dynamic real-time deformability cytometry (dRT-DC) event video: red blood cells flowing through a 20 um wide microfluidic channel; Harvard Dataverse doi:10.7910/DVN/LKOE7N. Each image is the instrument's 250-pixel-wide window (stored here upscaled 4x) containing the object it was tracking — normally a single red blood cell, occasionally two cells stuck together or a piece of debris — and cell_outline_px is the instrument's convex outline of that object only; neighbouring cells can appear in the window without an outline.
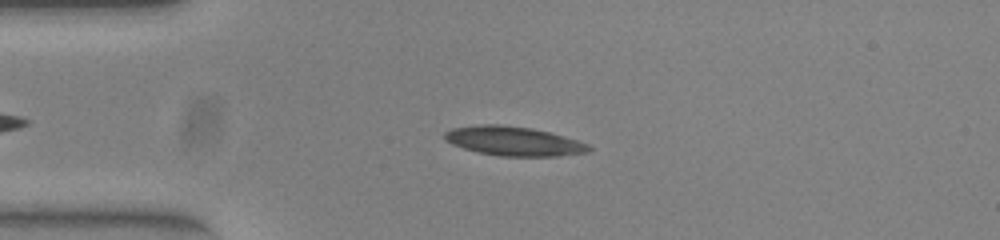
{"species": "common noctule bat (a hibernating species)", "species_latin": "Nyctalus noctula", "temperature_condition": "warm", "stored_images_in_passage": 46, "camera_frame_rate_fps": 3000, "um_per_image_px": 0.085, "animal": {"sex": "female", "body_mass_g": 23.0, "forearm_length_mm": 53.4}, "frame": {"image": 1, "passage_image": 11, "time_ms": 3.333, "image_size_px": [1000, 240], "cell_outline_px": [[592, 148], [588, 152], [560, 156], [500, 156], [476, 152], [452, 144], [444, 140], [444, 132], [452, 128], [480, 124], [500, 124], [532, 128], [552, 132], [588, 144]], "centroid_in_image_um": [43.65, 11.99], "position_along_channel_um": 41.4, "area_um2": 24.74}}
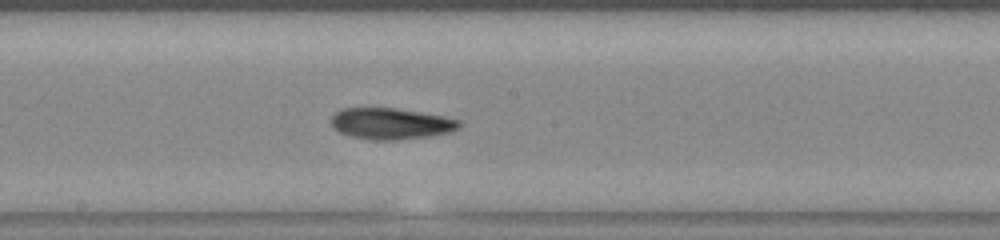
{"frame": {"image": 2, "passage_image": 26, "time_ms": 8.333, "image_size_px": [1000, 240], "cell_outline_px": [[460, 124], [456, 128], [448, 132], [428, 136], [396, 140], [376, 140], [352, 136], [340, 132], [332, 128], [332, 116], [336, 112], [344, 108], [392, 108], [440, 116], [460, 120]], "centroid_in_image_um": [33.17, 10.51], "position_along_channel_um": 215.0, "area_um2": 22.72}}
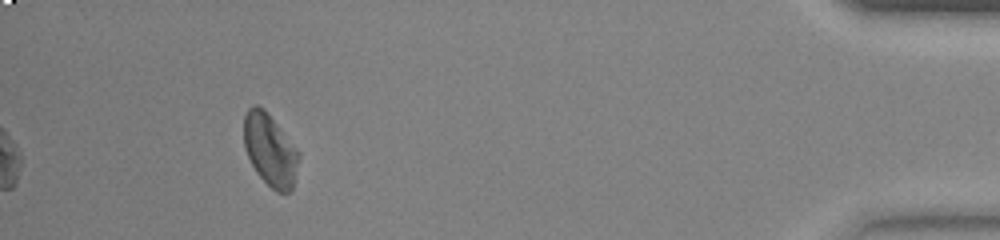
{"frame": {"image": 3, "passage_image": 46, "time_ms": 15.0, "image_size_px": [1000, 240], "cell_outline_px": [[300, 156], [292, 192], [276, 192], [256, 172], [244, 148], [244, 116], [248, 108], [252, 104], [256, 104], [264, 108], [300, 152]], "centroid_in_image_um": [22.96, 12.74], "position_along_channel_um": 412.2, "area_um2": 23.18}, "authors_computed_cell_mechanics": {"area_um2": 23.2356, "velocity_mm_per_s": 3.9468, "shape_relaxation_time_tau1_ms": null, "shape_relaxation_time_tau2_ms": 8.2921, "deformation_change_tau1": null, "deformation_change_tau2": 0.1331}}